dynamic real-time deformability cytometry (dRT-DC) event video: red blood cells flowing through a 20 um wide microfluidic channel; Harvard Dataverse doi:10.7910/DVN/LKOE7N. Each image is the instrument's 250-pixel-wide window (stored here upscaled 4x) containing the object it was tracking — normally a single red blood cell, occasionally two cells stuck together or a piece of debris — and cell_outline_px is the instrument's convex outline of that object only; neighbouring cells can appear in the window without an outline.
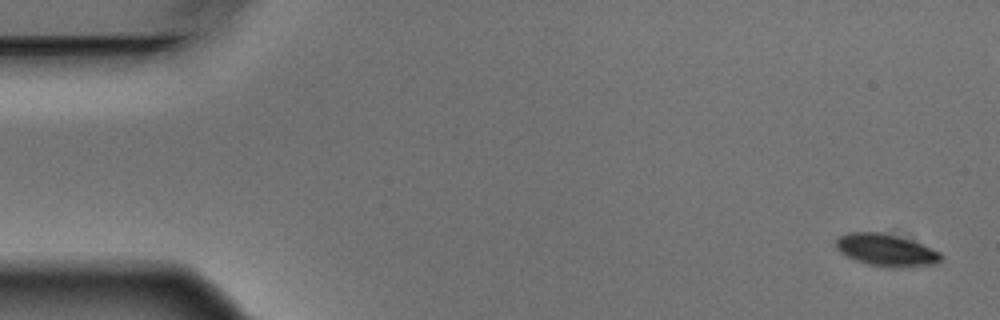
{"species": "Egyptian fruit bat (a non-hibernating species)", "species_latin": "Rousettus aegyptiacus", "temperature_condition": "warm", "stored_images_in_passage": 5, "camera_frame_rate_fps": 3000, "um_per_image_px": 0.085, "animal": {"sex": "male"}, "frame": {"image": 1, "passage_image": 1, "time_ms": 0.0, "image_size_px": [1000, 320], "cell_outline_px": [[944, 256], [936, 264], [900, 268], [888, 268], [868, 264], [856, 260], [840, 252], [836, 248], [836, 236], [848, 232], [880, 232], [912, 240], [940, 252]], "centroid_in_image_um": [75.32, 21.26], "position_along_channel_um": 9.7, "area_um2": 19.83}}